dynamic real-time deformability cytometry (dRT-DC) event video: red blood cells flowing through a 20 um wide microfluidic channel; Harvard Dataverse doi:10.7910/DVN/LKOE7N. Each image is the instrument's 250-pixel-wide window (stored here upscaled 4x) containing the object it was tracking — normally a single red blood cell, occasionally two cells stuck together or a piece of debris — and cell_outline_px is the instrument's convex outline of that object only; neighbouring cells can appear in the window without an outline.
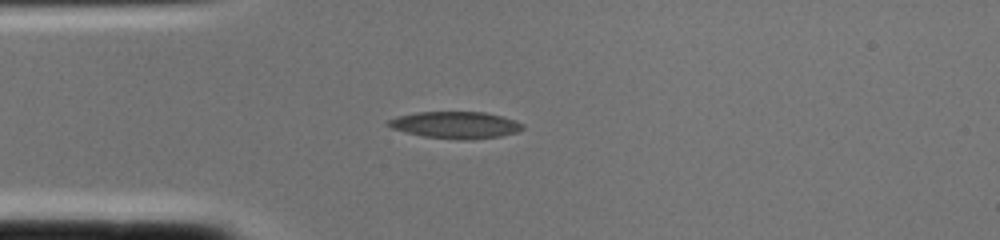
{"species": "common noctule bat (a hibernating species)", "species_latin": "Nyctalus noctula", "temperature_condition": "cold", "stored_images_in_passage": 2, "camera_frame_rate_fps": 3000, "um_per_image_px": 0.085, "animal": {"sex": "female", "body_mass_g": 22.0, "forearm_length_mm": 56.7}, "frame": {"image": 1, "passage_image": 2, "time_ms": 0.333, "image_size_px": [1000, 240], "cell_outline_px": [[524, 128], [516, 132], [500, 136], [472, 140], [464, 140], [424, 136], [392, 128], [388, 124], [388, 120], [396, 116], [416, 112], [484, 112], [516, 120], [524, 124]], "centroid_in_image_um": [38.75, 10.62], "position_along_channel_um": 46.2, "area_um2": 20.87}}